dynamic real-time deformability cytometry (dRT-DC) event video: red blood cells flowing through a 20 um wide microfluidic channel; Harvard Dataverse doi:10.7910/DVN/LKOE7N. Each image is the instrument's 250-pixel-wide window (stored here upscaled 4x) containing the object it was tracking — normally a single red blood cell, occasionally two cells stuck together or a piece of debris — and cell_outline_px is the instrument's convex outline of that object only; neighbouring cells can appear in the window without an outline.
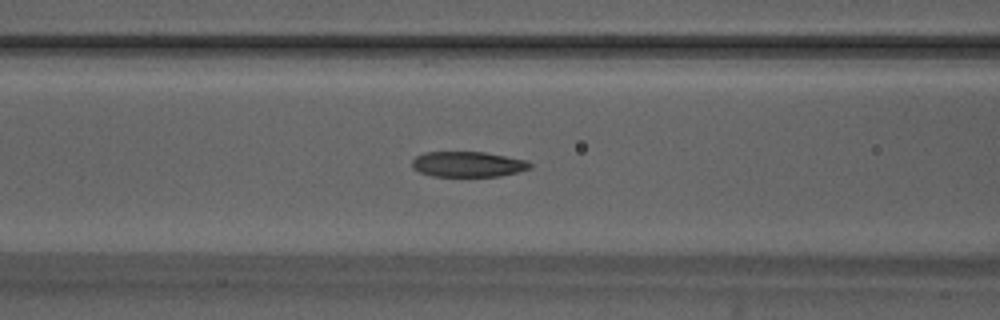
{"species": "Egyptian fruit bat (a non-hibernating species)", "species_latin": "Rousettus aegyptiacus", "temperature_condition": "warm", "stored_images_in_passage": 42, "camera_frame_rate_fps": 3000, "um_per_image_px": 0.085, "animal": {"sex": "male"}, "frame": {"image": 1, "passage_image": 14, "time_ms": 4.333, "image_size_px": [1000, 320], "cell_outline_px": [[532, 168], [520, 172], [500, 176], [432, 176], [420, 172], [412, 168], [412, 160], [416, 156], [424, 152], [484, 152], [528, 160], [532, 164]], "centroid_in_image_um": [39.8, 13.96], "position_along_channel_um": 126.8, "area_um2": 17.63}}
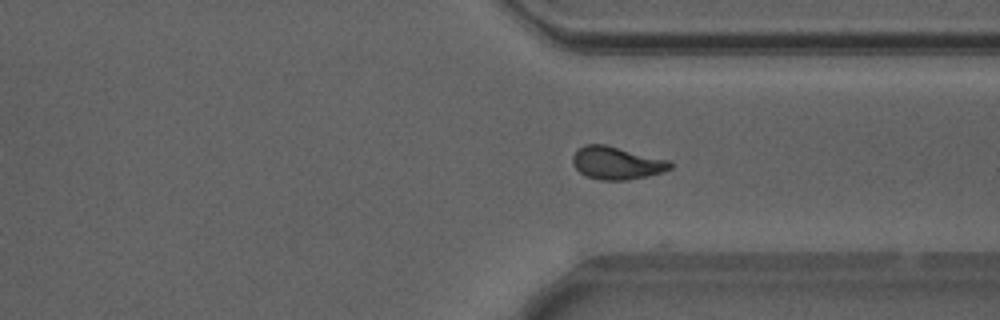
{"frame": {"image": 2, "passage_image": 32, "time_ms": 10.333, "image_size_px": [1000, 320], "cell_outline_px": [[672, 168], [664, 172], [648, 176], [628, 180], [600, 180], [588, 176], [580, 172], [572, 164], [572, 156], [584, 144], [604, 144], [668, 160], [672, 164]], "centroid_in_image_um": [52.42, 13.86], "position_along_channel_um": 359.0, "area_um2": 18.5}}
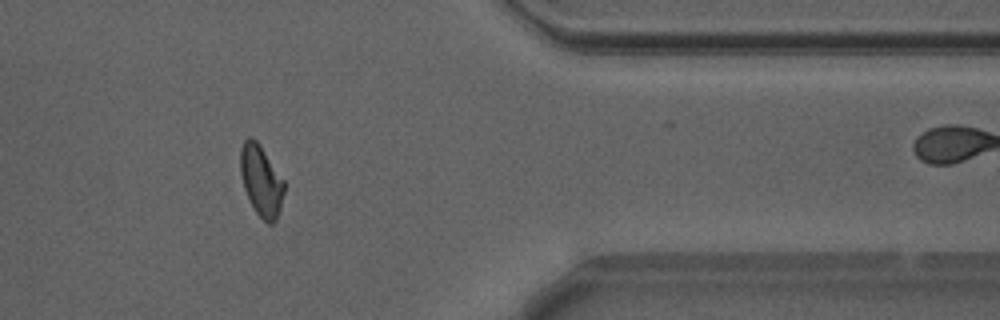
{"frame": {"image": 3, "passage_image": 36, "time_ms": 11.667, "image_size_px": [1000, 320], "cell_outline_px": [[284, 192], [280, 208], [276, 220], [272, 224], [268, 224], [256, 212], [244, 188], [240, 172], [240, 148], [244, 140], [248, 136], [252, 136], [260, 144], [284, 180]], "centroid_in_image_um": [22.19, 15.31], "position_along_channel_um": 389.2, "area_um2": 18.03}, "authors_computed_cell_mechanics": {"area_um2": 18.1781, "velocity_mm_per_s": 3.872, "shape_relaxation_time_tau1_ms": null, "shape_relaxation_time_tau2_ms": 2.1256, "deformation_change_tau1": null, "deformation_change_tau2": 0.0883}}